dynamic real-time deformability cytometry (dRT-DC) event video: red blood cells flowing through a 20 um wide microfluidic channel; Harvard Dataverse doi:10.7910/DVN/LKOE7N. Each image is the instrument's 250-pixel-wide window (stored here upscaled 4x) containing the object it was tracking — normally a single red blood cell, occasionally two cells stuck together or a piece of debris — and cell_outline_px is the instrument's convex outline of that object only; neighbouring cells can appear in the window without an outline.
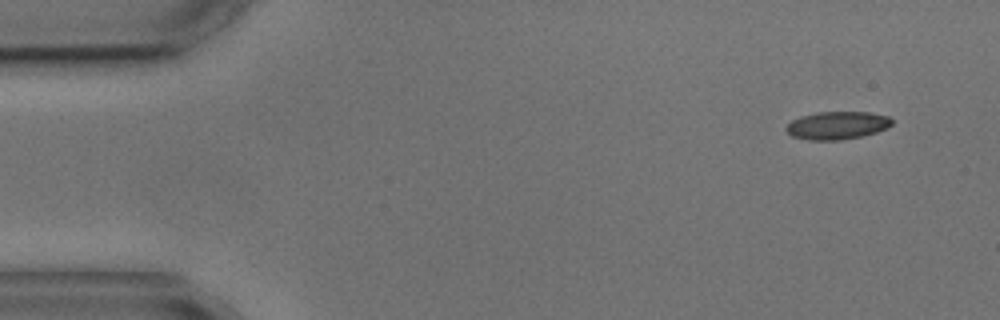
{"species": "common noctule bat (a hibernating species)", "species_latin": "Nyctalus noctula", "temperature_condition": "cold", "stored_images_in_passage": 5, "segment_of_instrument_passage": [1, 2], "camera_frame_rate_fps": 3000, "um_per_image_px": 0.085, "animal": {"sex": "male", "body_mass_g": 17.9, "forearm_length_mm": 54.2}, "frame": {"image": 1, "passage_image": 1, "time_ms": 0.0, "image_size_px": [1000, 320], "cell_outline_px": [[892, 124], [888, 128], [876, 132], [860, 136], [840, 140], [808, 140], [792, 136], [784, 128], [792, 120], [800, 116], [816, 112], [868, 112], [888, 116], [892, 120]], "centroid_in_image_um": [71.15, 10.65], "position_along_channel_um": 13.9, "area_um2": 17.17}}
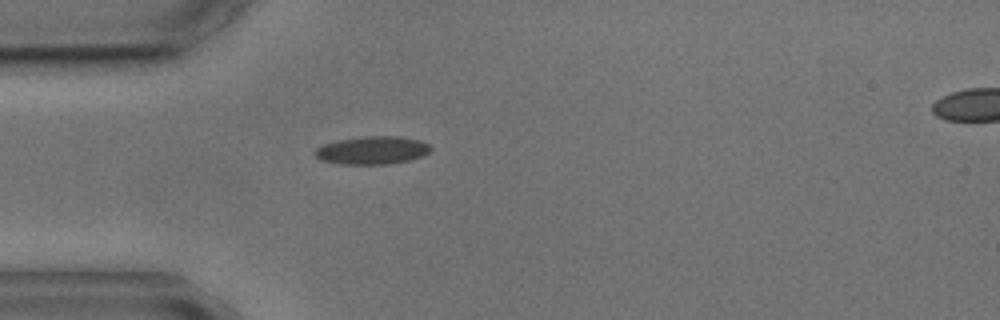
{"frame": {"image": 2, "passage_image": 4, "time_ms": 3.667, "image_size_px": [1000, 320], "cell_outline_px": [[432, 148], [428, 152], [420, 156], [408, 160], [388, 164], [340, 164], [320, 160], [312, 152], [316, 148], [324, 144], [340, 140], [364, 136], [400, 136], [420, 140], [428, 144]], "centroid_in_image_um": [31.61, 12.77], "position_along_channel_um": 53.4, "area_um2": 18.79}}